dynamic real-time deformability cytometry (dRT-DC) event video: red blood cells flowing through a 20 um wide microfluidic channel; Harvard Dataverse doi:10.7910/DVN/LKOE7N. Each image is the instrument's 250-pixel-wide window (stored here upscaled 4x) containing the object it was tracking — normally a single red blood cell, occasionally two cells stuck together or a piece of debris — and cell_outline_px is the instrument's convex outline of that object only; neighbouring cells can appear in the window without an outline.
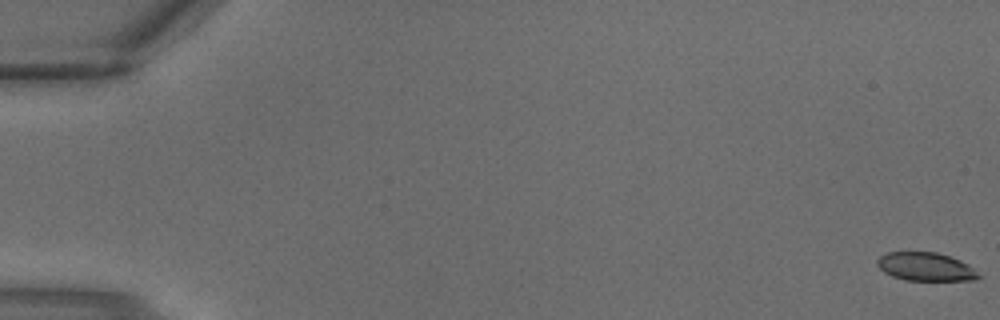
{"species": "common noctule bat (a hibernating species)", "species_latin": "Nyctalus noctula", "temperature_condition": "warm", "stored_images_in_passage": 4, "camera_frame_rate_fps": 3000, "um_per_image_px": 0.085, "animal": {"sex": "male", "body_mass_g": 18.8}, "frame": {"image": 1, "passage_image": 1, "time_ms": 0.0, "image_size_px": [1000, 320], "cell_outline_px": [[980, 276], [976, 280], [904, 280], [892, 276], [884, 272], [876, 264], [876, 260], [880, 256], [888, 252], [936, 252], [960, 260], [968, 264]], "centroid_in_image_um": [78.64, 22.67], "position_along_channel_um": 6.4, "area_um2": 16.65}}
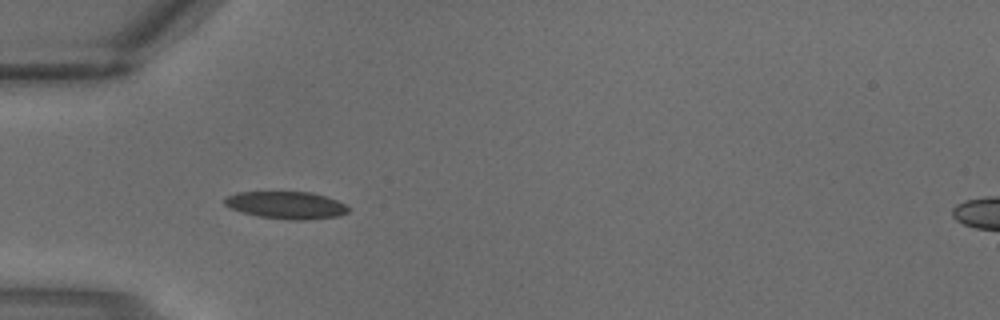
{"frame": {"image": 2, "passage_image": 4, "time_ms": 1.0, "image_size_px": [1000, 320], "cell_outline_px": [[348, 212], [340, 216], [308, 220], [288, 220], [256, 216], [240, 212], [224, 204], [224, 196], [236, 192], [312, 192], [336, 200], [344, 204], [348, 208]], "centroid_in_image_um": [24.3, 17.44], "position_along_channel_um": 60.7, "area_um2": 19.88}}